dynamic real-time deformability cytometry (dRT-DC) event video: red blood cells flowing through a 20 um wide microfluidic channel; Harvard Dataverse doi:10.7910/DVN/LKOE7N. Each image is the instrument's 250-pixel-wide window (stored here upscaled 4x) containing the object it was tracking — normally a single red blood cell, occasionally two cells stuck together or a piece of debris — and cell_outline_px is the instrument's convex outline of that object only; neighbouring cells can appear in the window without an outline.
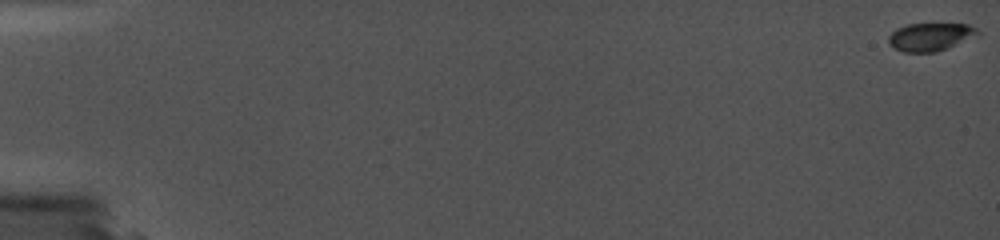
{"species": "common noctule bat (a hibernating species)", "species_latin": "Nyctalus noctula", "temperature_condition": "cold", "stored_images_in_passage": 71, "camera_frame_rate_fps": 5000, "um_per_image_px": 0.085, "animal": {"sex": "female", "body_mass_g": 19.0, "forearm_length_mm": 56.7}, "frame": {"image": 1, "passage_image": 1, "time_ms": 0.0, "image_size_px": [1000, 240], "cell_outline_px": [[980, 36], [948, 48], [936, 52], [904, 52], [888, 44], [888, 36], [896, 28], [908, 24], [968, 24], [976, 28], [980, 32]], "centroid_in_image_um": [79.12, 3.13], "position_along_channel_um": 5.9, "area_um2": 14.74}}
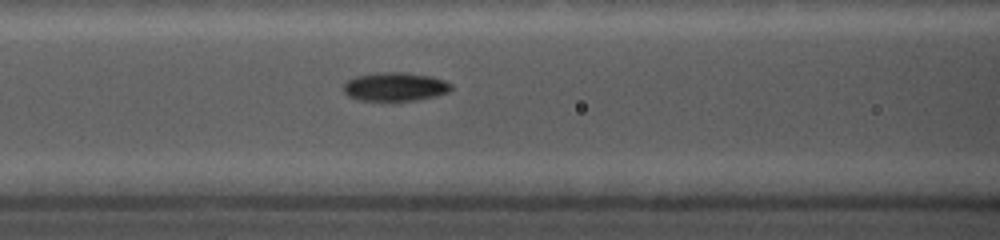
{"frame": {"image": 2, "passage_image": 38, "time_ms": 8.6, "image_size_px": [1000, 240], "cell_outline_px": [[452, 88], [448, 92], [436, 96], [416, 100], [360, 100], [348, 96], [344, 92], [344, 84], [348, 80], [356, 76], [380, 72], [404, 72], [432, 76], [444, 80], [452, 84]], "centroid_in_image_um": [33.6, 7.36], "position_along_channel_um": 133.0, "area_um2": 17.92}}
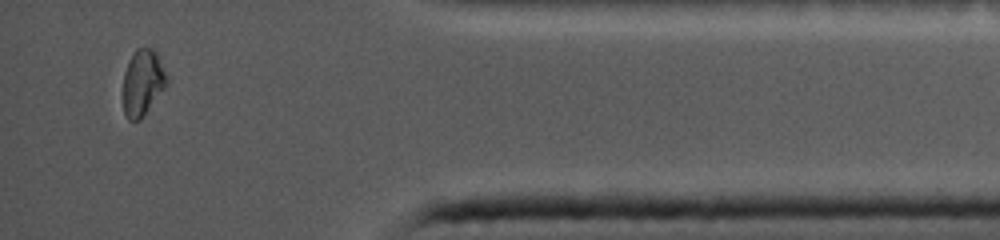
{"frame": {"image": 3, "passage_image": 69, "time_ms": 16.8, "image_size_px": [1000, 240], "cell_outline_px": [[168, 84], [140, 120], [128, 120], [124, 112], [124, 72], [128, 60], [136, 48], [152, 48], [156, 52], [168, 80]], "centroid_in_image_um": [12.13, 7.01], "position_along_channel_um": 423.1, "area_um2": 16.65}}